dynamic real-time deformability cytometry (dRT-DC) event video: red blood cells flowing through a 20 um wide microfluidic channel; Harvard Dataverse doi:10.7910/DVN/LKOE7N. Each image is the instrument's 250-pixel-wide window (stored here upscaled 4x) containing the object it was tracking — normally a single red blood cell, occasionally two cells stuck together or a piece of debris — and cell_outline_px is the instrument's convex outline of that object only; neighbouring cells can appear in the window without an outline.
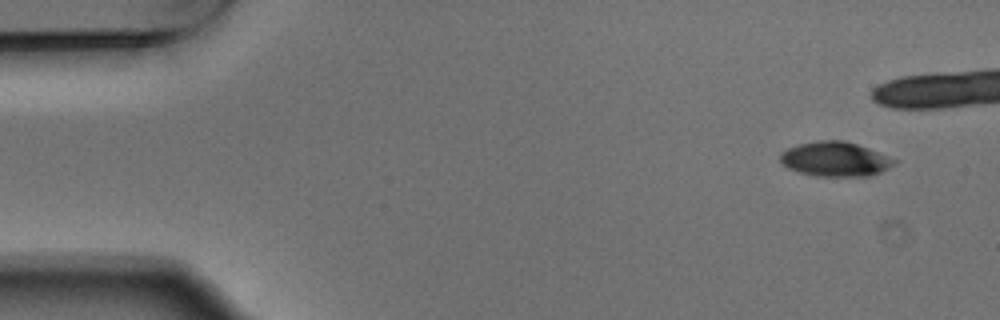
{"species": "Egyptian fruit bat (a non-hibernating species)", "species_latin": "Rousettus aegyptiacus", "temperature_condition": "warm", "stored_images_in_passage": 4, "camera_frame_rate_fps": 3000, "um_per_image_px": 0.085, "animal": {"sex": "male"}, "frame": {"image": 1, "passage_image": 1, "time_ms": 0.0, "image_size_px": [1000, 320], "cell_outline_px": [[900, 160], [896, 164], [880, 172], [868, 176], [816, 176], [800, 172], [788, 168], [780, 160], [780, 152], [788, 148], [800, 144], [820, 140], [844, 140], [868, 148]], "centroid_in_image_um": [71.03, 13.52], "position_along_channel_um": 14.0, "area_um2": 22.95}}